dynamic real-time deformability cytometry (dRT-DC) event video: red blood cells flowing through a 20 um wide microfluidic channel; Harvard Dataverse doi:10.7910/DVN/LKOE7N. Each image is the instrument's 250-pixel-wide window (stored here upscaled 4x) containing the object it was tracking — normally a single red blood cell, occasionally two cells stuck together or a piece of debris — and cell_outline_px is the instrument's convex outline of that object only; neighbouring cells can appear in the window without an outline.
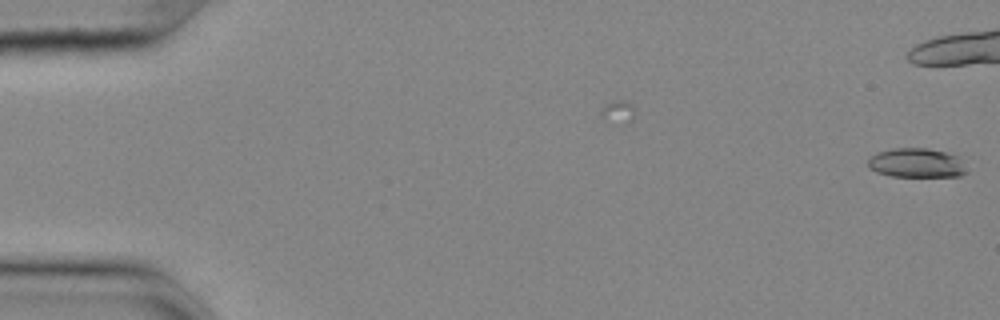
{"species": "common noctule bat (a hibernating species)", "species_latin": "Nyctalus noctula", "temperature_condition": "cold", "stored_images_in_passage": 14, "camera_frame_rate_fps": 3000, "um_per_image_px": 0.085, "animal": {"sex": "female", "body_mass_g": 25.1}, "frame": {"image": 1, "passage_image": 1, "time_ms": 0.0, "image_size_px": [1000, 320], "cell_outline_px": [[968, 172], [960, 176], [892, 176], [876, 172], [868, 168], [868, 160], [872, 156], [880, 152], [896, 148], [924, 148], [944, 152], [956, 156]], "centroid_in_image_um": [77.88, 13.86], "position_along_channel_um": 7.1, "area_um2": 16.47}}